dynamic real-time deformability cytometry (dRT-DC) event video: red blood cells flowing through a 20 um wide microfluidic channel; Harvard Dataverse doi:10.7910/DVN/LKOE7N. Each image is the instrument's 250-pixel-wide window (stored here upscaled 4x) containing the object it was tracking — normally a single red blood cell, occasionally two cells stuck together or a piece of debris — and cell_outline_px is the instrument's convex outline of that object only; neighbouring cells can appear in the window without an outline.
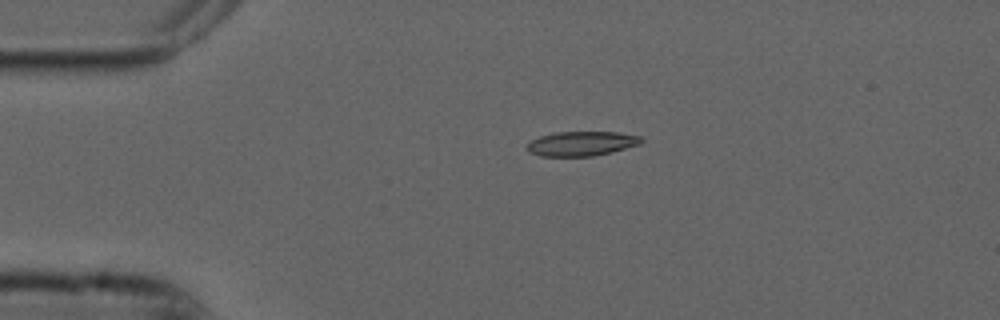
{"species": "common noctule bat (a hibernating species)", "species_latin": "Nyctalus noctula", "temperature_condition": "cold", "stored_images_in_passage": 44, "camera_frame_rate_fps": 3000, "um_per_image_px": 0.085, "animal": {"sex": "male", "forearm_length_mm": 52.5}, "frame": {"image": 1, "passage_image": 1, "time_ms": 0.0, "image_size_px": [1000, 320], "cell_outline_px": [[644, 140], [640, 144], [612, 152], [592, 156], [540, 156], [528, 152], [528, 144], [532, 140], [540, 136], [552, 132], [616, 132], [640, 136]], "centroid_in_image_um": [49.43, 12.2], "position_along_channel_um": 35.6, "area_um2": 16.3}}
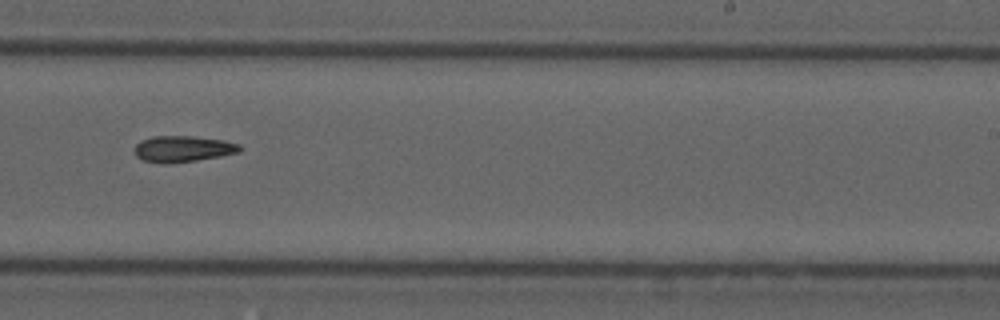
{"frame": {"image": 2, "passage_image": 23, "time_ms": 7.333, "image_size_px": [1000, 320], "cell_outline_px": [[240, 152], [220, 156], [196, 160], [168, 164], [164, 164], [144, 160], [136, 156], [136, 144], [140, 140], [152, 136], [192, 136], [224, 140], [240, 144]], "centroid_in_image_um": [15.54, 12.65], "position_along_channel_um": 273.5, "area_um2": 16.01}}
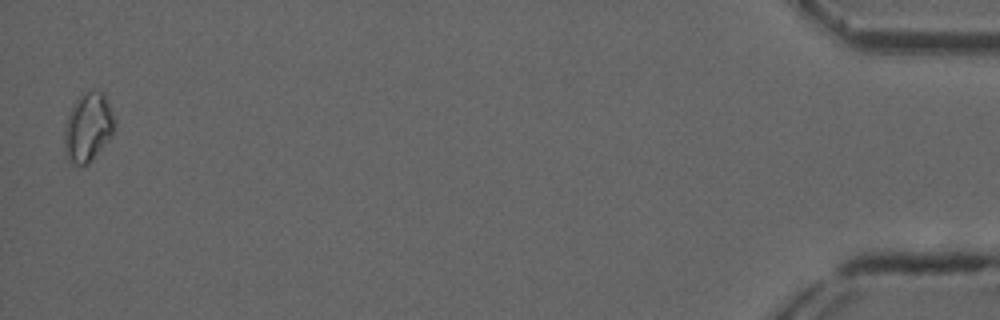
{"frame": {"image": 3, "passage_image": 43, "time_ms": 14.0, "image_size_px": [1000, 320], "cell_outline_px": [[116, 124], [112, 136], [92, 160], [88, 164], [76, 164], [68, 160], [64, 148], [64, 128], [72, 104], [80, 92], [104, 92], [112, 112]], "centroid_in_image_um": [7.48, 10.81], "position_along_channel_um": 427.7, "area_um2": 20.23}}